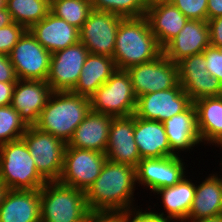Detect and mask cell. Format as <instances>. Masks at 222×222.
Segmentation results:
<instances>
[{
    "label": "cell",
    "mask_w": 222,
    "mask_h": 222,
    "mask_svg": "<svg viewBox=\"0 0 222 222\" xmlns=\"http://www.w3.org/2000/svg\"><path fill=\"white\" fill-rule=\"evenodd\" d=\"M136 186V168L107 159L100 175L85 191L87 206L90 212L105 213L137 209L133 197Z\"/></svg>",
    "instance_id": "6da1fadb"
},
{
    "label": "cell",
    "mask_w": 222,
    "mask_h": 222,
    "mask_svg": "<svg viewBox=\"0 0 222 222\" xmlns=\"http://www.w3.org/2000/svg\"><path fill=\"white\" fill-rule=\"evenodd\" d=\"M90 110L89 97L72 91H53L34 126L67 144Z\"/></svg>",
    "instance_id": "7a4b0ae2"
},
{
    "label": "cell",
    "mask_w": 222,
    "mask_h": 222,
    "mask_svg": "<svg viewBox=\"0 0 222 222\" xmlns=\"http://www.w3.org/2000/svg\"><path fill=\"white\" fill-rule=\"evenodd\" d=\"M163 52L145 16L123 18L117 30L113 59L117 69L154 60Z\"/></svg>",
    "instance_id": "3957f363"
},
{
    "label": "cell",
    "mask_w": 222,
    "mask_h": 222,
    "mask_svg": "<svg viewBox=\"0 0 222 222\" xmlns=\"http://www.w3.org/2000/svg\"><path fill=\"white\" fill-rule=\"evenodd\" d=\"M40 215L42 222H85L91 213L85 191L47 181L40 189Z\"/></svg>",
    "instance_id": "277c9868"
},
{
    "label": "cell",
    "mask_w": 222,
    "mask_h": 222,
    "mask_svg": "<svg viewBox=\"0 0 222 222\" xmlns=\"http://www.w3.org/2000/svg\"><path fill=\"white\" fill-rule=\"evenodd\" d=\"M0 180L11 190H36L47 183L22 138L0 145Z\"/></svg>",
    "instance_id": "5b68a950"
},
{
    "label": "cell",
    "mask_w": 222,
    "mask_h": 222,
    "mask_svg": "<svg viewBox=\"0 0 222 222\" xmlns=\"http://www.w3.org/2000/svg\"><path fill=\"white\" fill-rule=\"evenodd\" d=\"M91 111L114 118L135 113L137 97L126 70L117 69L90 97Z\"/></svg>",
    "instance_id": "8992f818"
},
{
    "label": "cell",
    "mask_w": 222,
    "mask_h": 222,
    "mask_svg": "<svg viewBox=\"0 0 222 222\" xmlns=\"http://www.w3.org/2000/svg\"><path fill=\"white\" fill-rule=\"evenodd\" d=\"M21 138L25 141L39 174L46 181H58L63 170L67 144L35 126H28Z\"/></svg>",
    "instance_id": "52a82bcc"
},
{
    "label": "cell",
    "mask_w": 222,
    "mask_h": 222,
    "mask_svg": "<svg viewBox=\"0 0 222 222\" xmlns=\"http://www.w3.org/2000/svg\"><path fill=\"white\" fill-rule=\"evenodd\" d=\"M136 97L173 88L179 84L178 65L162 52L154 60L129 67Z\"/></svg>",
    "instance_id": "ba28073f"
},
{
    "label": "cell",
    "mask_w": 222,
    "mask_h": 222,
    "mask_svg": "<svg viewBox=\"0 0 222 222\" xmlns=\"http://www.w3.org/2000/svg\"><path fill=\"white\" fill-rule=\"evenodd\" d=\"M19 80L47 81L51 53L27 29L8 54Z\"/></svg>",
    "instance_id": "9c48e42d"
},
{
    "label": "cell",
    "mask_w": 222,
    "mask_h": 222,
    "mask_svg": "<svg viewBox=\"0 0 222 222\" xmlns=\"http://www.w3.org/2000/svg\"><path fill=\"white\" fill-rule=\"evenodd\" d=\"M107 160L105 153L66 147L60 183L86 191L100 175Z\"/></svg>",
    "instance_id": "30bf717a"
},
{
    "label": "cell",
    "mask_w": 222,
    "mask_h": 222,
    "mask_svg": "<svg viewBox=\"0 0 222 222\" xmlns=\"http://www.w3.org/2000/svg\"><path fill=\"white\" fill-rule=\"evenodd\" d=\"M122 19L119 15L92 9L79 30L80 42L89 53L113 58L116 34Z\"/></svg>",
    "instance_id": "8fae6325"
},
{
    "label": "cell",
    "mask_w": 222,
    "mask_h": 222,
    "mask_svg": "<svg viewBox=\"0 0 222 222\" xmlns=\"http://www.w3.org/2000/svg\"><path fill=\"white\" fill-rule=\"evenodd\" d=\"M192 103L182 86L178 84L167 90L137 97L134 115L146 120L163 122L185 111Z\"/></svg>",
    "instance_id": "7c38bea8"
},
{
    "label": "cell",
    "mask_w": 222,
    "mask_h": 222,
    "mask_svg": "<svg viewBox=\"0 0 222 222\" xmlns=\"http://www.w3.org/2000/svg\"><path fill=\"white\" fill-rule=\"evenodd\" d=\"M179 84L192 102L222 95V83L206 69L203 53L191 55L177 63Z\"/></svg>",
    "instance_id": "4fadbf2b"
},
{
    "label": "cell",
    "mask_w": 222,
    "mask_h": 222,
    "mask_svg": "<svg viewBox=\"0 0 222 222\" xmlns=\"http://www.w3.org/2000/svg\"><path fill=\"white\" fill-rule=\"evenodd\" d=\"M88 54L80 41L51 54L47 83L52 91H71L75 87Z\"/></svg>",
    "instance_id": "5bb4252c"
},
{
    "label": "cell",
    "mask_w": 222,
    "mask_h": 222,
    "mask_svg": "<svg viewBox=\"0 0 222 222\" xmlns=\"http://www.w3.org/2000/svg\"><path fill=\"white\" fill-rule=\"evenodd\" d=\"M181 154L163 158H144L136 168V184L146 186L152 193L159 188L177 184L188 174ZM187 172V173H186ZM186 173V174H185Z\"/></svg>",
    "instance_id": "9a60e30c"
},
{
    "label": "cell",
    "mask_w": 222,
    "mask_h": 222,
    "mask_svg": "<svg viewBox=\"0 0 222 222\" xmlns=\"http://www.w3.org/2000/svg\"><path fill=\"white\" fill-rule=\"evenodd\" d=\"M52 92L47 81L18 79L11 106L20 114L27 126H34Z\"/></svg>",
    "instance_id": "2e32d148"
},
{
    "label": "cell",
    "mask_w": 222,
    "mask_h": 222,
    "mask_svg": "<svg viewBox=\"0 0 222 222\" xmlns=\"http://www.w3.org/2000/svg\"><path fill=\"white\" fill-rule=\"evenodd\" d=\"M105 155L108 160L137 168L141 157L134 139V114L113 118Z\"/></svg>",
    "instance_id": "e0dca14e"
},
{
    "label": "cell",
    "mask_w": 222,
    "mask_h": 222,
    "mask_svg": "<svg viewBox=\"0 0 222 222\" xmlns=\"http://www.w3.org/2000/svg\"><path fill=\"white\" fill-rule=\"evenodd\" d=\"M209 46L208 22L189 19L178 35L163 48V53L177 64L184 58L202 53Z\"/></svg>",
    "instance_id": "ac0fdd59"
},
{
    "label": "cell",
    "mask_w": 222,
    "mask_h": 222,
    "mask_svg": "<svg viewBox=\"0 0 222 222\" xmlns=\"http://www.w3.org/2000/svg\"><path fill=\"white\" fill-rule=\"evenodd\" d=\"M171 148V156H179L181 151L190 152L201 142L197 127L194 103L185 111L162 122Z\"/></svg>",
    "instance_id": "d6986e66"
},
{
    "label": "cell",
    "mask_w": 222,
    "mask_h": 222,
    "mask_svg": "<svg viewBox=\"0 0 222 222\" xmlns=\"http://www.w3.org/2000/svg\"><path fill=\"white\" fill-rule=\"evenodd\" d=\"M145 17L162 49L178 35L189 20L169 0L148 6Z\"/></svg>",
    "instance_id": "ffe728a7"
},
{
    "label": "cell",
    "mask_w": 222,
    "mask_h": 222,
    "mask_svg": "<svg viewBox=\"0 0 222 222\" xmlns=\"http://www.w3.org/2000/svg\"><path fill=\"white\" fill-rule=\"evenodd\" d=\"M29 31L51 54L80 41L79 29L51 12L41 21L35 23Z\"/></svg>",
    "instance_id": "44dd1931"
},
{
    "label": "cell",
    "mask_w": 222,
    "mask_h": 222,
    "mask_svg": "<svg viewBox=\"0 0 222 222\" xmlns=\"http://www.w3.org/2000/svg\"><path fill=\"white\" fill-rule=\"evenodd\" d=\"M114 117L89 111L85 119L75 129L66 147L88 149L105 153L109 128Z\"/></svg>",
    "instance_id": "7402d4cb"
},
{
    "label": "cell",
    "mask_w": 222,
    "mask_h": 222,
    "mask_svg": "<svg viewBox=\"0 0 222 222\" xmlns=\"http://www.w3.org/2000/svg\"><path fill=\"white\" fill-rule=\"evenodd\" d=\"M196 182L184 176L177 184L169 187L159 188L155 195L161 196V201L165 212H155L154 209L150 211L156 215L170 219L172 222H186L191 205L195 197ZM167 212V213H166ZM165 213V214H164ZM167 214V215H166Z\"/></svg>",
    "instance_id": "603a6c76"
},
{
    "label": "cell",
    "mask_w": 222,
    "mask_h": 222,
    "mask_svg": "<svg viewBox=\"0 0 222 222\" xmlns=\"http://www.w3.org/2000/svg\"><path fill=\"white\" fill-rule=\"evenodd\" d=\"M40 210V189H9L0 206V222H37Z\"/></svg>",
    "instance_id": "cb8c5ba5"
},
{
    "label": "cell",
    "mask_w": 222,
    "mask_h": 222,
    "mask_svg": "<svg viewBox=\"0 0 222 222\" xmlns=\"http://www.w3.org/2000/svg\"><path fill=\"white\" fill-rule=\"evenodd\" d=\"M134 139L141 159L171 156V148L162 122L134 115Z\"/></svg>",
    "instance_id": "d4e9b609"
},
{
    "label": "cell",
    "mask_w": 222,
    "mask_h": 222,
    "mask_svg": "<svg viewBox=\"0 0 222 222\" xmlns=\"http://www.w3.org/2000/svg\"><path fill=\"white\" fill-rule=\"evenodd\" d=\"M193 103L201 142L222 146V95L204 97Z\"/></svg>",
    "instance_id": "484cf974"
},
{
    "label": "cell",
    "mask_w": 222,
    "mask_h": 222,
    "mask_svg": "<svg viewBox=\"0 0 222 222\" xmlns=\"http://www.w3.org/2000/svg\"><path fill=\"white\" fill-rule=\"evenodd\" d=\"M209 174L196 184L195 197L187 220H198L222 215V175Z\"/></svg>",
    "instance_id": "4316f807"
},
{
    "label": "cell",
    "mask_w": 222,
    "mask_h": 222,
    "mask_svg": "<svg viewBox=\"0 0 222 222\" xmlns=\"http://www.w3.org/2000/svg\"><path fill=\"white\" fill-rule=\"evenodd\" d=\"M116 70L112 57L89 53L79 79L71 91L77 95L90 97Z\"/></svg>",
    "instance_id": "83f0119b"
},
{
    "label": "cell",
    "mask_w": 222,
    "mask_h": 222,
    "mask_svg": "<svg viewBox=\"0 0 222 222\" xmlns=\"http://www.w3.org/2000/svg\"><path fill=\"white\" fill-rule=\"evenodd\" d=\"M6 9L17 24L30 29L50 12L48 0H6Z\"/></svg>",
    "instance_id": "f1b7e54d"
},
{
    "label": "cell",
    "mask_w": 222,
    "mask_h": 222,
    "mask_svg": "<svg viewBox=\"0 0 222 222\" xmlns=\"http://www.w3.org/2000/svg\"><path fill=\"white\" fill-rule=\"evenodd\" d=\"M92 10L90 0H51L50 12L79 30Z\"/></svg>",
    "instance_id": "f546056e"
},
{
    "label": "cell",
    "mask_w": 222,
    "mask_h": 222,
    "mask_svg": "<svg viewBox=\"0 0 222 222\" xmlns=\"http://www.w3.org/2000/svg\"><path fill=\"white\" fill-rule=\"evenodd\" d=\"M92 9L107 11L123 18L143 17L148 8L142 0H90Z\"/></svg>",
    "instance_id": "4dcf8cb0"
},
{
    "label": "cell",
    "mask_w": 222,
    "mask_h": 222,
    "mask_svg": "<svg viewBox=\"0 0 222 222\" xmlns=\"http://www.w3.org/2000/svg\"><path fill=\"white\" fill-rule=\"evenodd\" d=\"M27 128L11 105L0 107V145L20 139Z\"/></svg>",
    "instance_id": "1f68e13d"
},
{
    "label": "cell",
    "mask_w": 222,
    "mask_h": 222,
    "mask_svg": "<svg viewBox=\"0 0 222 222\" xmlns=\"http://www.w3.org/2000/svg\"><path fill=\"white\" fill-rule=\"evenodd\" d=\"M188 19L207 21L208 0H169Z\"/></svg>",
    "instance_id": "d6a6232c"
},
{
    "label": "cell",
    "mask_w": 222,
    "mask_h": 222,
    "mask_svg": "<svg viewBox=\"0 0 222 222\" xmlns=\"http://www.w3.org/2000/svg\"><path fill=\"white\" fill-rule=\"evenodd\" d=\"M26 30L16 22L0 28V54L8 55Z\"/></svg>",
    "instance_id": "836d02e7"
},
{
    "label": "cell",
    "mask_w": 222,
    "mask_h": 222,
    "mask_svg": "<svg viewBox=\"0 0 222 222\" xmlns=\"http://www.w3.org/2000/svg\"><path fill=\"white\" fill-rule=\"evenodd\" d=\"M202 53L206 60V69L211 76L222 83V53L220 49L209 46Z\"/></svg>",
    "instance_id": "e575fe53"
},
{
    "label": "cell",
    "mask_w": 222,
    "mask_h": 222,
    "mask_svg": "<svg viewBox=\"0 0 222 222\" xmlns=\"http://www.w3.org/2000/svg\"><path fill=\"white\" fill-rule=\"evenodd\" d=\"M121 222H172L170 219L156 215L150 210L134 209L121 213Z\"/></svg>",
    "instance_id": "d590c367"
},
{
    "label": "cell",
    "mask_w": 222,
    "mask_h": 222,
    "mask_svg": "<svg viewBox=\"0 0 222 222\" xmlns=\"http://www.w3.org/2000/svg\"><path fill=\"white\" fill-rule=\"evenodd\" d=\"M209 26L210 46H222V16L207 20Z\"/></svg>",
    "instance_id": "8d00e7d4"
},
{
    "label": "cell",
    "mask_w": 222,
    "mask_h": 222,
    "mask_svg": "<svg viewBox=\"0 0 222 222\" xmlns=\"http://www.w3.org/2000/svg\"><path fill=\"white\" fill-rule=\"evenodd\" d=\"M17 80L18 78L9 56L0 54V82H17Z\"/></svg>",
    "instance_id": "74e56055"
},
{
    "label": "cell",
    "mask_w": 222,
    "mask_h": 222,
    "mask_svg": "<svg viewBox=\"0 0 222 222\" xmlns=\"http://www.w3.org/2000/svg\"><path fill=\"white\" fill-rule=\"evenodd\" d=\"M85 222H121V213L91 212Z\"/></svg>",
    "instance_id": "f35d334b"
},
{
    "label": "cell",
    "mask_w": 222,
    "mask_h": 222,
    "mask_svg": "<svg viewBox=\"0 0 222 222\" xmlns=\"http://www.w3.org/2000/svg\"><path fill=\"white\" fill-rule=\"evenodd\" d=\"M16 82H0V107L11 105Z\"/></svg>",
    "instance_id": "ab89813d"
},
{
    "label": "cell",
    "mask_w": 222,
    "mask_h": 222,
    "mask_svg": "<svg viewBox=\"0 0 222 222\" xmlns=\"http://www.w3.org/2000/svg\"><path fill=\"white\" fill-rule=\"evenodd\" d=\"M222 16V0H208L207 20Z\"/></svg>",
    "instance_id": "60d3db41"
},
{
    "label": "cell",
    "mask_w": 222,
    "mask_h": 222,
    "mask_svg": "<svg viewBox=\"0 0 222 222\" xmlns=\"http://www.w3.org/2000/svg\"><path fill=\"white\" fill-rule=\"evenodd\" d=\"M11 14L6 8L0 9V28L13 23Z\"/></svg>",
    "instance_id": "b9f144b4"
},
{
    "label": "cell",
    "mask_w": 222,
    "mask_h": 222,
    "mask_svg": "<svg viewBox=\"0 0 222 222\" xmlns=\"http://www.w3.org/2000/svg\"><path fill=\"white\" fill-rule=\"evenodd\" d=\"M186 222H222V215L198 220H187Z\"/></svg>",
    "instance_id": "7bdbcfd3"
},
{
    "label": "cell",
    "mask_w": 222,
    "mask_h": 222,
    "mask_svg": "<svg viewBox=\"0 0 222 222\" xmlns=\"http://www.w3.org/2000/svg\"><path fill=\"white\" fill-rule=\"evenodd\" d=\"M8 190L9 188L0 180V206L2 205L3 200Z\"/></svg>",
    "instance_id": "ee69618b"
},
{
    "label": "cell",
    "mask_w": 222,
    "mask_h": 222,
    "mask_svg": "<svg viewBox=\"0 0 222 222\" xmlns=\"http://www.w3.org/2000/svg\"><path fill=\"white\" fill-rule=\"evenodd\" d=\"M143 3L148 7L150 5H153V4H156V3H159V2H162L164 0H142Z\"/></svg>",
    "instance_id": "f6af8a7d"
},
{
    "label": "cell",
    "mask_w": 222,
    "mask_h": 222,
    "mask_svg": "<svg viewBox=\"0 0 222 222\" xmlns=\"http://www.w3.org/2000/svg\"><path fill=\"white\" fill-rule=\"evenodd\" d=\"M6 8V0H0V9Z\"/></svg>",
    "instance_id": "bcb514c9"
}]
</instances>
